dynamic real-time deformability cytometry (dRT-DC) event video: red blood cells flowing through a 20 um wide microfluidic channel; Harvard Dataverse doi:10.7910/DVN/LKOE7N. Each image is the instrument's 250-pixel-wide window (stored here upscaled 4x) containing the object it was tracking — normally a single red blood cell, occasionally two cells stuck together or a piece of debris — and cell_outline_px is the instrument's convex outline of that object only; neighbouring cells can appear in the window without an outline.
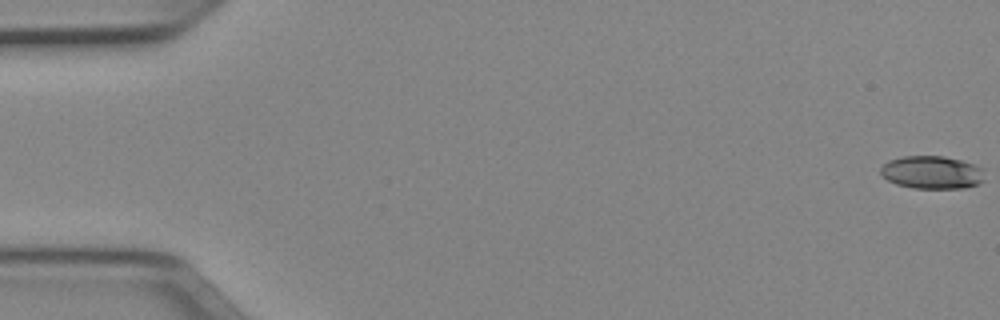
{"species": "Egyptian fruit bat (a non-hibernating species)", "species_latin": "Rousettus aegyptiacus", "temperature_condition": "cold", "stored_images_in_passage": 52, "camera_frame_rate_fps": 3000, "um_per_image_px": 0.085, "animal": {"sex": "female"}, "frame": {"image": 1, "passage_image": 1, "time_ms": 0.0, "image_size_px": [1000, 320], "cell_outline_px": [[984, 180], [980, 184], [964, 188], [912, 188], [896, 184], [888, 180], [880, 172], [880, 168], [888, 160], [900, 156], [944, 156], [960, 160], [984, 168]], "centroid_in_image_um": [79.23, 14.65], "position_along_channel_um": 5.8, "area_um2": 20.11}}
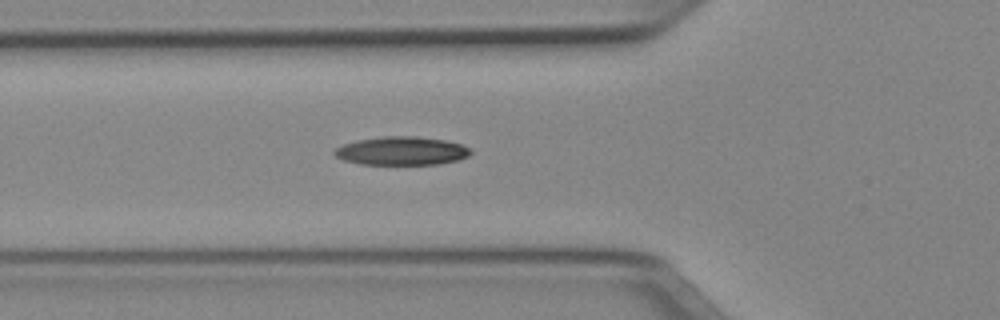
{"frame": {"image": 2, "passage_image": 19, "time_ms": 6.0, "image_size_px": [1000, 320], "cell_outline_px": [[472, 152], [468, 156], [460, 160], [436, 164], [360, 164], [344, 160], [336, 156], [332, 152], [336, 148], [344, 144], [356, 140], [380, 136], [416, 136], [444, 140], [464, 144], [472, 148]], "centroid_in_image_um": [34.18, 12.82], "position_along_channel_um": 91.6, "area_um2": 22.77}}
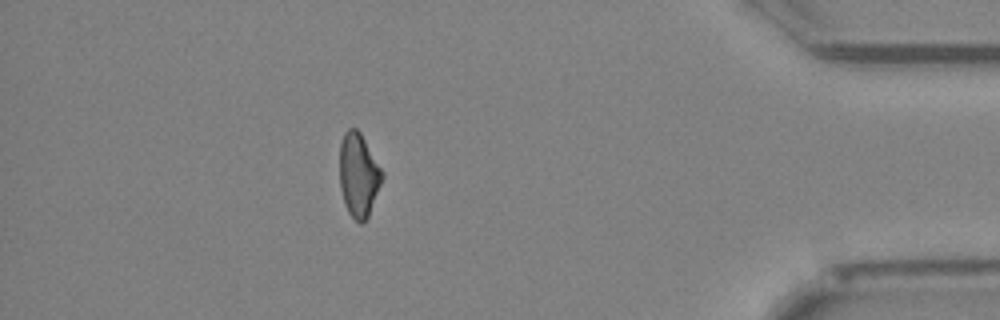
{"frame": {"image": 3, "passage_image": 46, "time_ms": 15.0, "image_size_px": [1000, 320], "cell_outline_px": [[384, 176], [368, 216], [364, 224], [360, 224], [348, 212], [344, 204], [340, 188], [340, 144], [344, 132], [348, 128], [356, 128], [360, 132], [384, 172]], "centroid_in_image_um": [30.48, 14.88], "position_along_channel_um": 404.7, "area_um2": 20.81}, "authors_computed_cell_mechanics": {"area_um2": 21.2126, "velocity_mm_per_s": 3.9774, "shape_relaxation_time_tau1_ms": 7.8318, "shape_relaxation_time_tau2_ms": null, "deformation_change_tau1": 0.1766, "deformation_change_tau2": null}}